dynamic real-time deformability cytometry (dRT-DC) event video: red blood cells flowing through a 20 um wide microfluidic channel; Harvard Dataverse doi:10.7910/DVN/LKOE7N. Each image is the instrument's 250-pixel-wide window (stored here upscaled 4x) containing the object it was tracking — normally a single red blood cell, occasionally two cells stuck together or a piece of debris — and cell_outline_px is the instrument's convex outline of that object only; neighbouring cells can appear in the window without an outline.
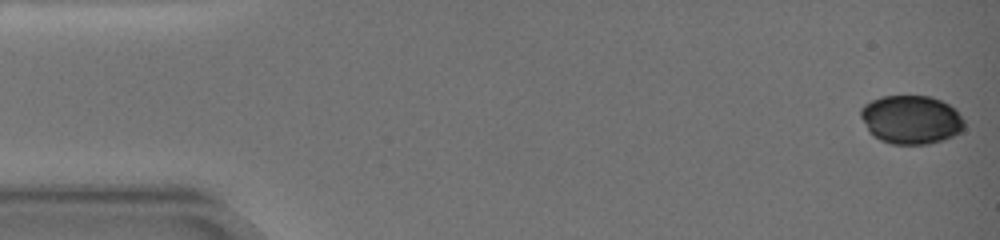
{"species": "common noctule bat (a hibernating species)", "species_latin": "Nyctalus noctula", "temperature_condition": "warm", "stored_images_in_passage": 10, "camera_frame_rate_fps": 3000, "um_per_image_px": 0.085, "animal": {"sex": "female", "body_mass_g": 19.0, "forearm_length_mm": 51.5}, "frame": {"image": 1, "passage_image": 1, "time_ms": 0.0, "image_size_px": [1000, 240], "cell_outline_px": [[964, 128], [960, 132], [944, 140], [928, 144], [892, 144], [880, 140], [872, 136], [868, 132], [860, 116], [860, 108], [864, 104], [880, 96], [932, 96], [956, 108], [964, 120]], "centroid_in_image_um": [77.43, 10.17], "position_along_channel_um": 7.6, "area_um2": 29.71}}
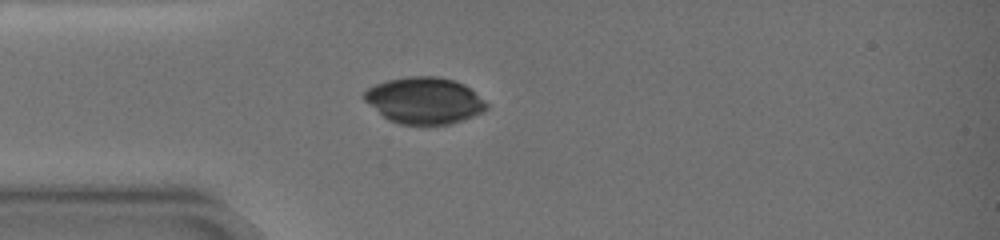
{"frame": {"image": 2, "passage_image": 8, "time_ms": 5.0, "image_size_px": [1000, 240], "cell_outline_px": [[488, 108], [484, 112], [448, 124], [400, 124], [388, 120], [368, 104], [360, 96], [368, 88], [376, 84], [388, 80], [408, 76], [436, 76], [456, 80], [464, 84], [484, 100], [488, 104]], "centroid_in_image_um": [36.05, 8.53], "position_along_channel_um": 49.0, "area_um2": 33.12}}